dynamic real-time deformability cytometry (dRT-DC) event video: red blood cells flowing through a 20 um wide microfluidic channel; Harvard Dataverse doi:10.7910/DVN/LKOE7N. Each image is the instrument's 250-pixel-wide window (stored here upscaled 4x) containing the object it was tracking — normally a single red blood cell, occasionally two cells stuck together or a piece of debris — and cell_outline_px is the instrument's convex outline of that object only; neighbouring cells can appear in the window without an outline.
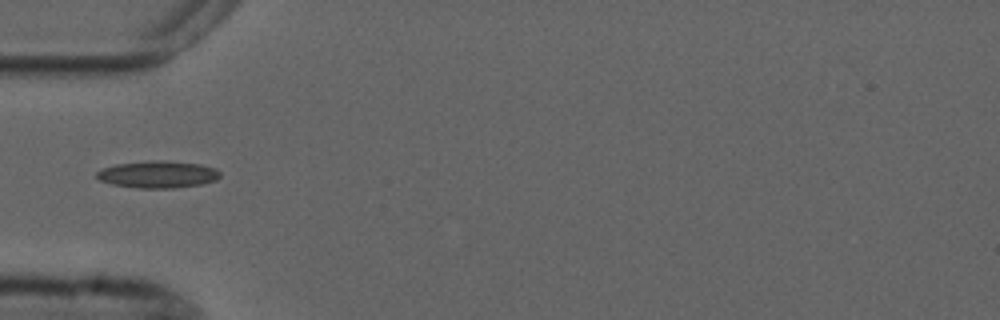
{"species": "common noctule bat (a hibernating species)", "species_latin": "Nyctalus noctula", "temperature_condition": "cold", "stored_images_in_passage": 1, "camera_frame_rate_fps": 3000, "um_per_image_px": 0.085, "animal": {"sex": "male", "forearm_length_mm": 52.5}, "frame": {"image": 1, "passage_image": 1, "time_ms": 0.0, "image_size_px": [1000, 320], "cell_outline_px": [[220, 176], [216, 180], [200, 184], [172, 188], [136, 188], [112, 184], [100, 180], [96, 176], [96, 172], [104, 168], [116, 164], [156, 160], [164, 160], [200, 164], [216, 168], [220, 172]], "centroid_in_image_um": [13.43, 14.82], "position_along_channel_um": 71.6, "area_um2": 19.36}}